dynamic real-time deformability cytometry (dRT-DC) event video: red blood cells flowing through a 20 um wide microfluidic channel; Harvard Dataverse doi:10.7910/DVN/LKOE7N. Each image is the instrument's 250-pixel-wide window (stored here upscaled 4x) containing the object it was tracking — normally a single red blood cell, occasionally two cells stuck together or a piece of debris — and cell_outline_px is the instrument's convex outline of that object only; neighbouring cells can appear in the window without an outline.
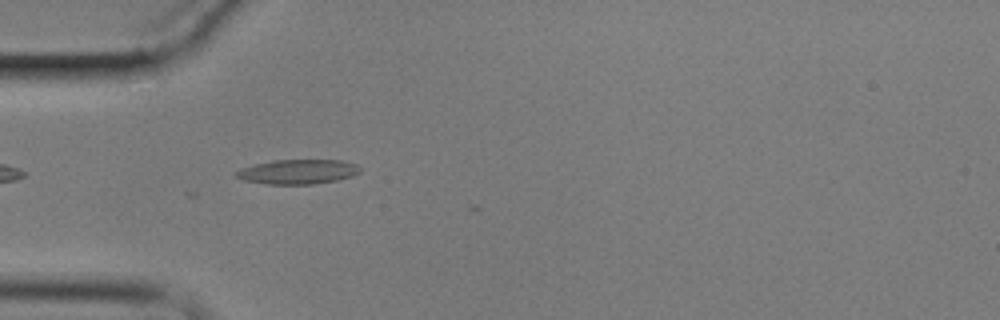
{"species": "common noctule bat (a hibernating species)", "species_latin": "Nyctalus noctula", "temperature_condition": "cold", "stored_images_in_passage": 2, "camera_frame_rate_fps": 3000, "um_per_image_px": 0.085, "animal": {"sex": "male", "body_mass_g": 17.9}, "frame": {"image": 1, "passage_image": 1, "time_ms": 0.0, "image_size_px": [1000, 320], "cell_outline_px": [[360, 172], [352, 176], [336, 180], [312, 184], [268, 184], [244, 180], [236, 176], [232, 172], [240, 168], [252, 164], [272, 160], [344, 160], [356, 164], [360, 168]], "centroid_in_image_um": [25.28, 14.58], "position_along_channel_um": 59.7, "area_um2": 17.86}}
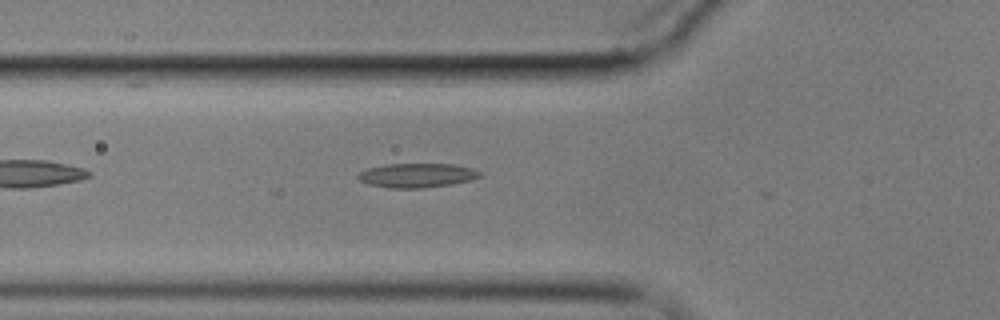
{"frame": {"image": 2, "passage_image": 2, "time_ms": 1.0, "image_size_px": [1000, 320], "cell_outline_px": [[480, 176], [472, 180], [452, 184], [424, 188], [388, 188], [368, 184], [360, 180], [356, 176], [360, 172], [368, 168], [384, 164], [452, 164], [472, 168], [480, 172]], "centroid_in_image_um": [35.42, 14.91], "position_along_channel_um": 90.4, "area_um2": 17.22}}